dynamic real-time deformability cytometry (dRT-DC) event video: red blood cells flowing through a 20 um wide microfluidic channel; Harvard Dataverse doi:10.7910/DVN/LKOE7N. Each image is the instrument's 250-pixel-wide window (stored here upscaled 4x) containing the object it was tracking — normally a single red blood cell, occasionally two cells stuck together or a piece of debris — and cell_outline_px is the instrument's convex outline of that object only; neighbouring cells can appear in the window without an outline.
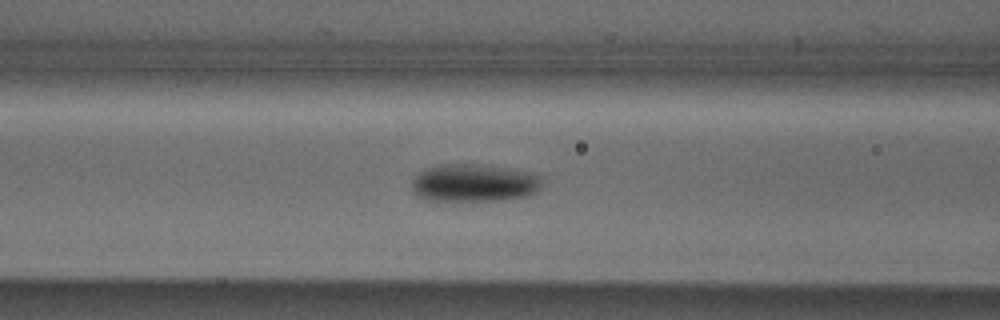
{"species": "Egyptian fruit bat (a non-hibernating species)", "species_latin": "Rousettus aegyptiacus", "temperature_condition": "cold", "stored_images_in_passage": 41, "camera_frame_rate_fps": 3000, "um_per_image_px": 0.085, "animal": {"sex": "male"}, "frame": {"image": 1, "passage_image": 12, "time_ms": 3.667, "image_size_px": [1000, 320], "cell_outline_px": [[540, 188], [536, 192], [528, 196], [504, 200], [424, 200], [416, 196], [412, 192], [412, 180], [420, 172], [428, 168], [440, 164], [476, 164], [504, 168], [528, 172], [540, 176]], "centroid_in_image_um": [40.25, 15.56], "position_along_channel_um": 126.3, "area_um2": 28.5}}
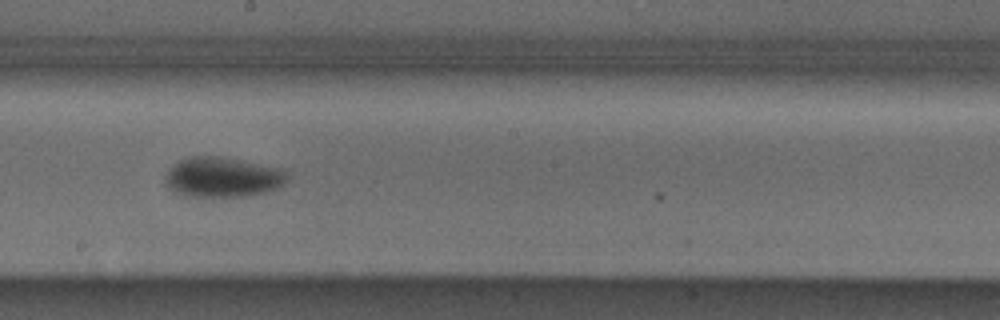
{"frame": {"image": 2, "passage_image": 20, "time_ms": 6.333, "image_size_px": [1000, 320], "cell_outline_px": [[288, 176], [284, 184], [280, 188], [248, 196], [184, 196], [168, 188], [164, 180], [164, 176], [180, 160], [188, 156], [220, 156], [280, 168], [288, 172]], "centroid_in_image_um": [18.93, 15.06], "position_along_channel_um": 229.3, "area_um2": 28.44}}
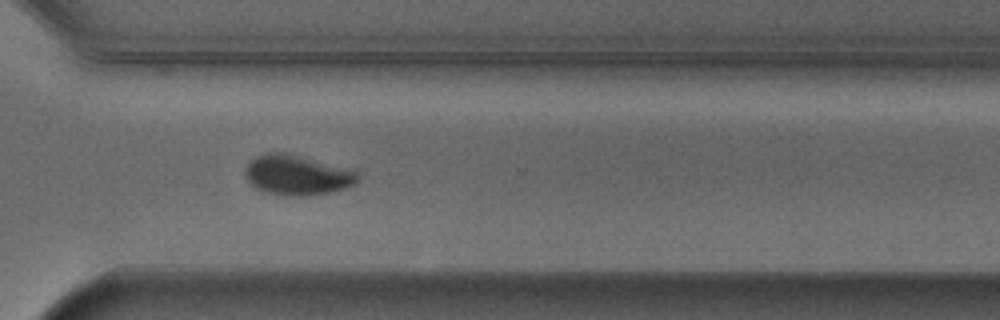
{"frame": {"image": 3, "passage_image": 29, "time_ms": 9.333, "image_size_px": [1000, 320], "cell_outline_px": [[360, 180], [356, 184], [344, 188], [328, 192], [300, 196], [284, 196], [268, 192], [256, 188], [248, 184], [244, 172], [248, 164], [256, 156], [264, 152], [284, 152], [356, 168], [360, 176]], "centroid_in_image_um": [25.31, 14.85], "position_along_channel_um": 345.3, "area_um2": 26.88}, "authors_computed_cell_mechanics": {"area_um2": 27.166, "velocity_mm_per_s": 3.8736, "shape_relaxation_time_tau1_ms": 2.744, "shape_relaxation_time_tau2_ms": null, "deformation_change_tau1": 0.1112, "deformation_change_tau2": null}}